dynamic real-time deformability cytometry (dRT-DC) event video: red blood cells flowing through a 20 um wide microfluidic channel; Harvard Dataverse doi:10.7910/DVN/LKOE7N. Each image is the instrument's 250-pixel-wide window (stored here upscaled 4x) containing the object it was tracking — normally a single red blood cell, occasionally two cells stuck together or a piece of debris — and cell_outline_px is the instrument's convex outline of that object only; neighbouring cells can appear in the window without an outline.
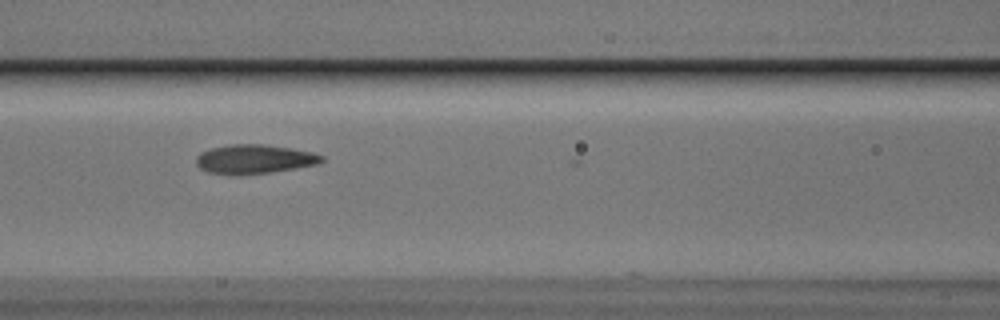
{"species": "Egyptian fruit bat (a non-hibernating species)", "species_latin": "Rousettus aegyptiacus", "temperature_condition": "cold", "stored_images_in_passage": 4, "camera_frame_rate_fps": 3000, "um_per_image_px": 0.085, "animal": {"sex": "male"}, "frame": {"image": 1, "passage_image": 3, "time_ms": 3.0, "image_size_px": [1000, 320], "cell_outline_px": [[324, 160], [316, 164], [268, 172], [236, 176], [208, 172], [200, 168], [196, 164], [196, 156], [200, 152], [212, 148], [228, 144], [264, 144], [312, 152], [324, 156]], "centroid_in_image_um": [21.55, 13.52], "position_along_channel_um": 145.0, "area_um2": 21.21}}
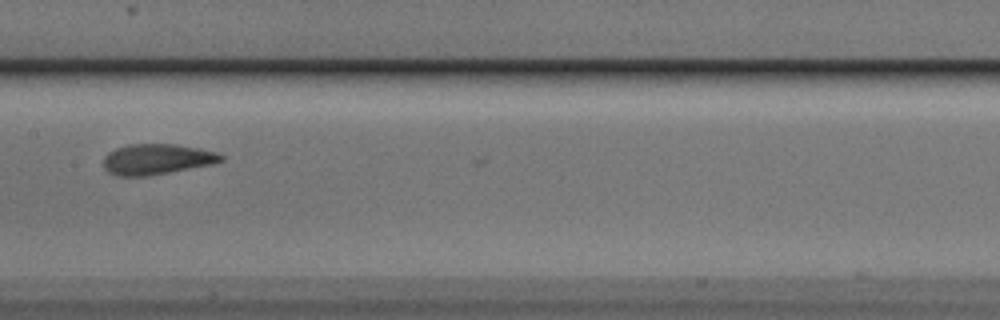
{"frame": {"image": 2, "passage_image": 4, "time_ms": 4.333, "image_size_px": [1000, 320], "cell_outline_px": [[224, 160], [212, 164], [148, 176], [116, 176], [108, 172], [104, 168], [104, 156], [108, 152], [116, 148], [132, 144], [176, 144], [200, 148], [216, 152], [224, 156]], "centroid_in_image_um": [13.32, 13.53], "position_along_channel_um": 194.1, "area_um2": 20.98}}